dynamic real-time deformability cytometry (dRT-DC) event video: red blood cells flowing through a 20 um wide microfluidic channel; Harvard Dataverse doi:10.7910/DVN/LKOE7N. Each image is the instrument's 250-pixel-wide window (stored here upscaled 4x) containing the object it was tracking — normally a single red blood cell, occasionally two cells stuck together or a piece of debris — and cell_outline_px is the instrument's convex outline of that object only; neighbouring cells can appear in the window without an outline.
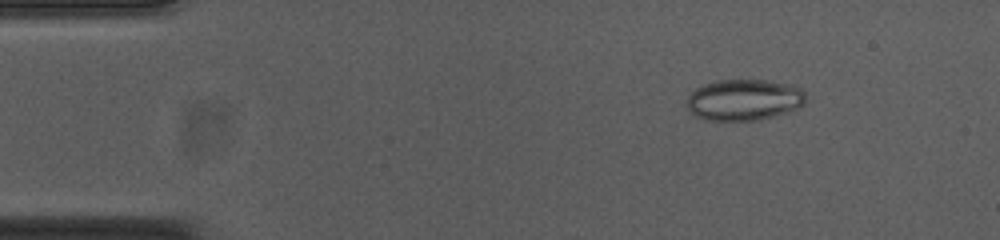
{"species": "common noctule bat (a hibernating species)", "species_latin": "Nyctalus noctula", "temperature_condition": "cold", "stored_images_in_passage": 11, "camera_frame_rate_fps": 3000, "um_per_image_px": 0.085, "animal": {"sex": "female", "body_mass_g": 23.0, "forearm_length_mm": 53.4}, "frame": {"image": 1, "passage_image": 7, "time_ms": 2.0, "image_size_px": [1000, 240], "cell_outline_px": [[808, 96], [804, 104], [788, 112], [760, 120], [704, 120], [688, 112], [684, 104], [688, 96], [696, 88], [704, 84], [716, 80], [764, 80], [796, 84]], "centroid_in_image_um": [63.24, 8.48], "position_along_channel_um": 21.8, "area_um2": 29.13}}